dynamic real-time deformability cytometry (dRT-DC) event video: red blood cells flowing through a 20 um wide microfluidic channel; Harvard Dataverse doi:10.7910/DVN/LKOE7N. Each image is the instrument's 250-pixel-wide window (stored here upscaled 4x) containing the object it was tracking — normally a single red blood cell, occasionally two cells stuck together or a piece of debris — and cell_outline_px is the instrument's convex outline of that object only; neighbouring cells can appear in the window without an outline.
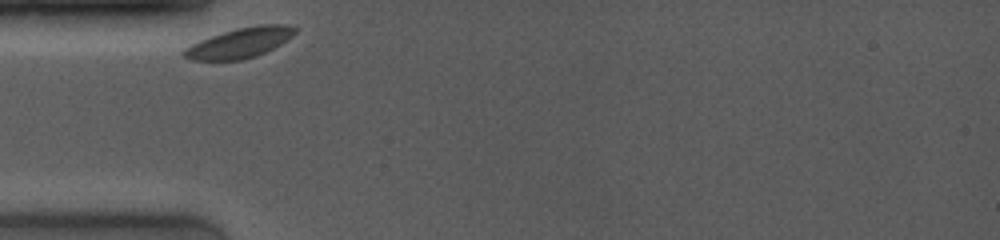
{"species": "common noctule bat (a hibernating species)", "species_latin": "Nyctalus noctula", "temperature_condition": "room temperature", "stored_images_in_passage": 2, "camera_frame_rate_fps": 4000, "um_per_image_px": 0.085, "animal": {"sex": "female", "body_mass_g": 19.0, "forearm_length_mm": 53.3}, "frame": {"image": 1, "passage_image": 1, "time_ms": 0.0, "image_size_px": [1000, 240], "cell_outline_px": [[296, 32], [292, 36], [280, 44], [264, 52], [244, 60], [192, 60], [184, 56], [180, 52], [184, 48], [200, 40], [236, 28], [260, 24], [288, 24], [296, 28]], "centroid_in_image_um": [20.37, 3.64], "position_along_channel_um": 64.6, "area_um2": 19.31}}